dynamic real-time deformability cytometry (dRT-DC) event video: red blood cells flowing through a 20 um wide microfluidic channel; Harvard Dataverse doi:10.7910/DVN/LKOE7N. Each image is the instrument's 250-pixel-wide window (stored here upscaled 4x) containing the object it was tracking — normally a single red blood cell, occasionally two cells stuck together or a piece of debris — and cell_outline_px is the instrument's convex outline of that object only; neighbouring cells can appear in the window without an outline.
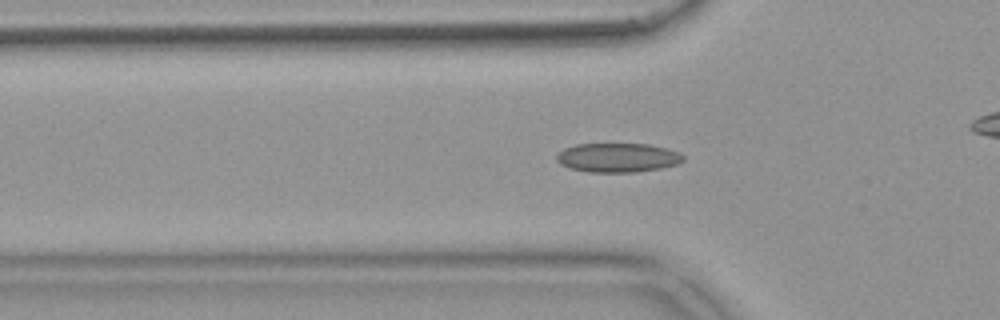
{"species": "common noctule bat (a hibernating species)", "species_latin": "Nyctalus noctula", "temperature_condition": "warm", "stored_images_in_passage": 52, "camera_frame_rate_fps": 3000, "um_per_image_px": 0.085, "animal": {"sex": "female", "body_mass_g": 18.4}, "frame": {"image": 1, "passage_image": 14, "time_ms": 4.333, "image_size_px": [1000, 320], "cell_outline_px": [[684, 160], [680, 164], [660, 168], [636, 172], [588, 172], [568, 168], [560, 164], [556, 160], [556, 156], [564, 148], [576, 144], [648, 144], [668, 148], [684, 156]], "centroid_in_image_um": [52.5, 13.4], "position_along_channel_um": 73.3, "area_um2": 21.62}}
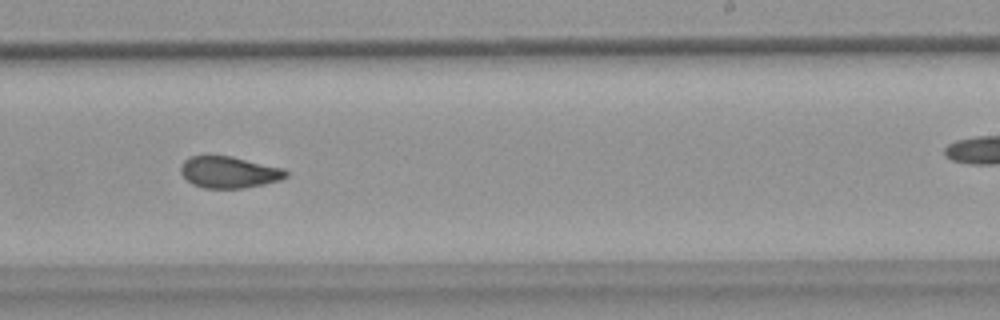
{"frame": {"image": 2, "passage_image": 30, "time_ms": 9.667, "image_size_px": [1000, 320], "cell_outline_px": [[288, 176], [280, 180], [264, 184], [240, 188], [204, 188], [192, 184], [180, 172], [180, 168], [184, 160], [192, 156], [232, 156], [284, 168], [288, 172]], "centroid_in_image_um": [19.49, 14.63], "position_along_channel_um": 269.5, "area_um2": 19.31}}
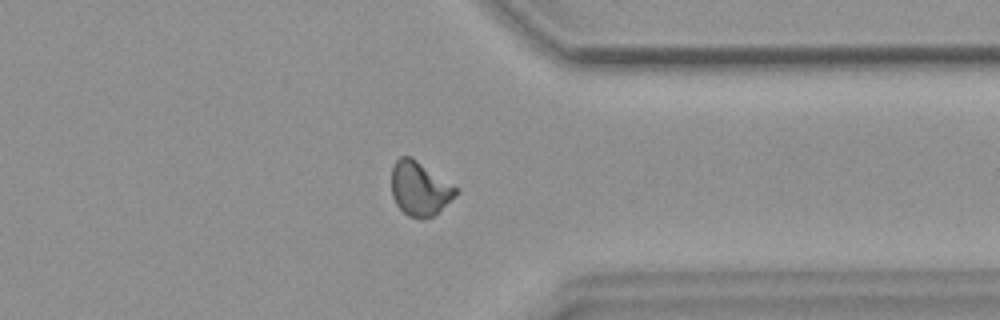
{"frame": {"image": 3, "passage_image": 39, "time_ms": 12.667, "image_size_px": [1000, 320], "cell_outline_px": [[460, 192], [456, 196], [432, 216], [420, 220], [408, 216], [396, 204], [392, 196], [392, 168], [396, 160], [400, 156], [412, 156], [456, 188]], "centroid_in_image_um": [35.65, 16.04], "position_along_channel_um": 375.8, "area_um2": 20.11}, "authors_computed_cell_mechanics": {"area_um2": 20.0277, "velocity_mm_per_s": 3.6818, "shape_relaxation_time_tau1_ms": 10.9954, "shape_relaxation_time_tau2_ms": 2.1983, "deformation_change_tau1": 0.2, "deformation_change_tau2": 0.0688}}